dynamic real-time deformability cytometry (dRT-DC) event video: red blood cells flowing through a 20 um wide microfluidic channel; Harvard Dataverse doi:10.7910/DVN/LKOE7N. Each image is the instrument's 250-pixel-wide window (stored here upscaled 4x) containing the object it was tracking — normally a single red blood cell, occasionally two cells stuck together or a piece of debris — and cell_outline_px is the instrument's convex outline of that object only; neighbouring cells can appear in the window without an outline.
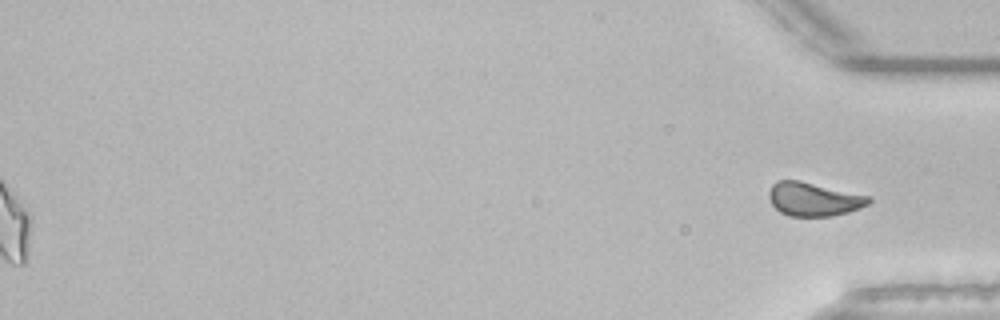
{"species": "common noctule bat (a hibernating species)", "species_latin": "Nyctalus noctula", "temperature_condition": "room temperature", "stored_images_in_passage": 54, "segment_of_instrument_passage": [2, 2], "camera_frame_rate_fps": 3000, "um_per_image_px": 0.085, "animal": {"sex": "male", "body_mass_g": 21.5, "forearm_length_mm": 52.0}, "frame": {"image": 1, "passage_image": 54, "time_ms": 17.667, "image_size_px": [1000, 320], "cell_outline_px": [[872, 200], [868, 204], [860, 208], [848, 212], [832, 216], [788, 216], [780, 212], [772, 204], [768, 196], [768, 192], [772, 184], [776, 180], [800, 180], [872, 196]], "centroid_in_image_um": [69.17, 16.92], "position_along_channel_um": 366.0, "area_um2": 19.83}}